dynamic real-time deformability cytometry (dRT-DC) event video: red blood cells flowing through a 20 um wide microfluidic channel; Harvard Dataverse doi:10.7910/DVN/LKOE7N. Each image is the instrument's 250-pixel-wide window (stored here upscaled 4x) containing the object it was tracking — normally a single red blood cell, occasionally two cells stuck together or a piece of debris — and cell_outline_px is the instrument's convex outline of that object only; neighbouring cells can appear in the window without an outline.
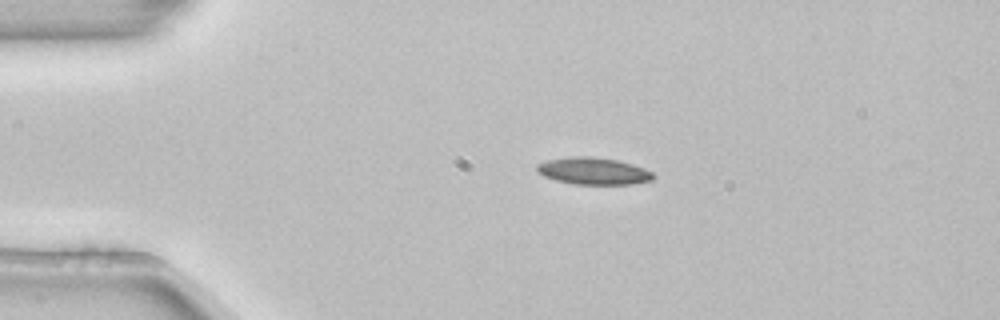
{"species": "common noctule bat (a hibernating species)", "species_latin": "Nyctalus noctula", "temperature_condition": "room temperature", "stored_images_in_passage": 1, "camera_frame_rate_fps": 3000, "um_per_image_px": 0.085, "animal": {"sex": "female", "body_mass_g": 22.7, "forearm_length_mm": 54.2}, "frame": {"image": 1, "passage_image": 1, "time_ms": 0.0, "image_size_px": [1000, 320], "cell_outline_px": [[656, 176], [652, 180], [632, 184], [572, 184], [556, 180], [544, 176], [536, 168], [536, 164], [548, 160], [572, 156], [592, 156], [616, 160], [632, 164], [644, 168], [652, 172]], "centroid_in_image_um": [50.46, 14.54], "position_along_channel_um": 34.5, "area_um2": 18.26}}